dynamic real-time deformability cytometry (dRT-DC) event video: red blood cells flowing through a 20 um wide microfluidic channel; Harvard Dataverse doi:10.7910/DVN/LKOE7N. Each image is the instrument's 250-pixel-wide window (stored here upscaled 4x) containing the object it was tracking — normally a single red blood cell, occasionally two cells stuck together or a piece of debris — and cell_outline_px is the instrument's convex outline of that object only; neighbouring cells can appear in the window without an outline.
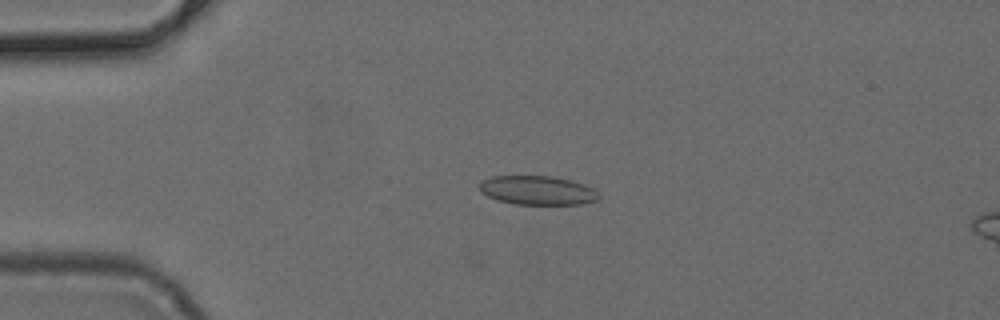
{"species": "common noctule bat (a hibernating species)", "species_latin": "Nyctalus noctula", "temperature_condition": "cold", "stored_images_in_passage": 25, "camera_frame_rate_fps": 3000, "um_per_image_px": 0.085, "animal": {"sex": "female", "body_mass_g": 24.6, "forearm_length_mm": 56.2}, "frame": {"image": 1, "passage_image": 1, "time_ms": 0.0, "image_size_px": [1000, 320], "cell_outline_px": [[600, 196], [596, 200], [580, 204], [512, 204], [496, 200], [480, 192], [480, 184], [484, 180], [492, 176], [552, 176], [568, 180], [592, 188]], "centroid_in_image_um": [45.63, 16.19], "position_along_channel_um": 39.4, "area_um2": 19.88}}
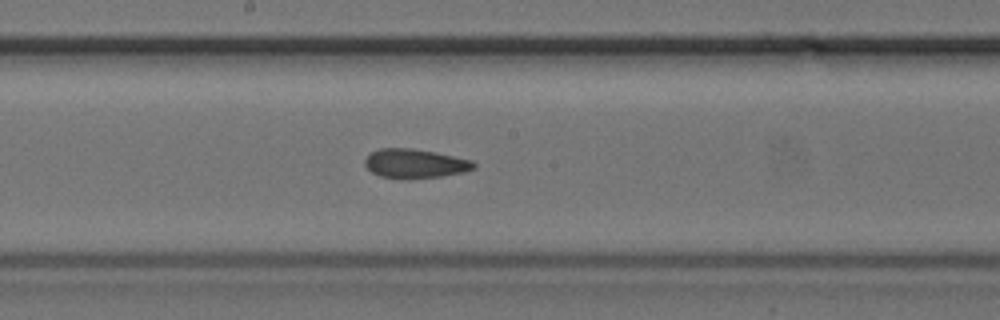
{"frame": {"image": 2, "passage_image": 16, "time_ms": 5.0, "image_size_px": [1000, 320], "cell_outline_px": [[476, 168], [464, 172], [444, 176], [408, 180], [400, 180], [380, 176], [372, 172], [364, 164], [364, 160], [372, 152], [380, 148], [412, 148], [436, 152], [472, 160], [476, 164]], "centroid_in_image_um": [35.29, 13.92], "position_along_channel_um": 212.9, "area_um2": 18.9}}
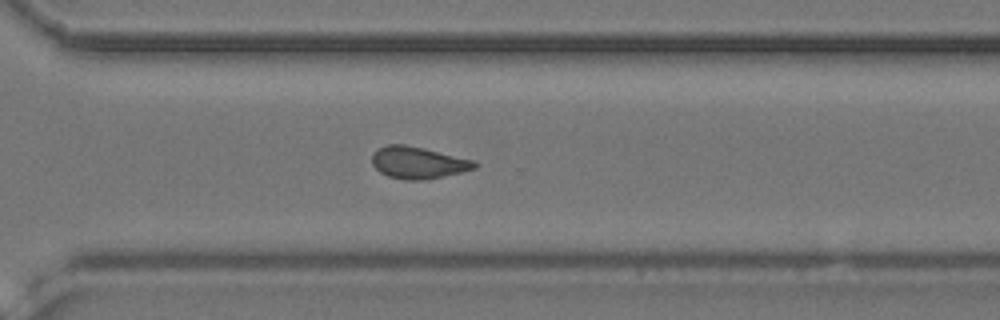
{"frame": {"image": 3, "passage_image": 25, "time_ms": 8.0, "image_size_px": [1000, 320], "cell_outline_px": [[480, 164], [476, 168], [460, 172], [424, 180], [408, 180], [388, 176], [380, 172], [372, 164], [372, 152], [388, 144], [404, 144], [424, 148], [476, 160]], "centroid_in_image_um": [35.56, 13.81], "position_along_channel_um": 335.0, "area_um2": 19.13}}